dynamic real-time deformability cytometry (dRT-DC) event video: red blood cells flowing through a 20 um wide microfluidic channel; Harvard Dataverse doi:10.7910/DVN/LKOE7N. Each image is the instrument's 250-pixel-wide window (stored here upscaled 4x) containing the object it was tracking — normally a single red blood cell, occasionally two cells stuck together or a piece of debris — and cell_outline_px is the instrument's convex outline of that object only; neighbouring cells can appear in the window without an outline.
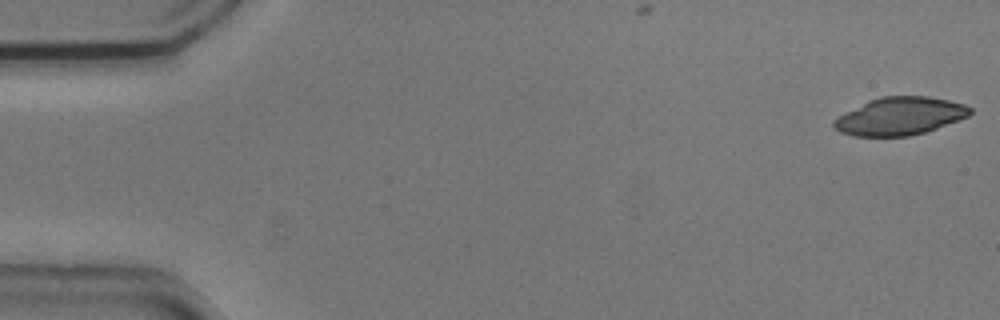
{"species": "common noctule bat (a hibernating species)", "species_latin": "Nyctalus noctula", "temperature_condition": "cold", "stored_images_in_passage": 4, "camera_frame_rate_fps": 3000, "um_per_image_px": 0.085, "animal": {"sex": "male", "body_mass_g": 20.5, "forearm_length_mm": 52.5}, "frame": {"image": 1, "passage_image": 1, "time_ms": 0.0, "image_size_px": [1000, 320], "cell_outline_px": [[972, 112], [968, 116], [936, 128], [924, 132], [908, 136], [852, 136], [840, 132], [832, 124], [832, 120], [868, 100], [880, 96], [928, 96], [948, 100], [964, 104], [972, 108]], "centroid_in_image_um": [76.48, 9.87], "position_along_channel_um": 8.5, "area_um2": 29.82}}